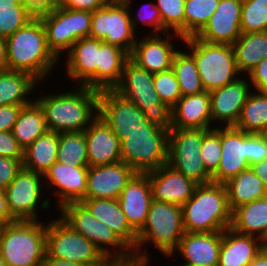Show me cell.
Segmentation results:
<instances>
[{
    "instance_id": "obj_56",
    "label": "cell",
    "mask_w": 267,
    "mask_h": 266,
    "mask_svg": "<svg viewBox=\"0 0 267 266\" xmlns=\"http://www.w3.org/2000/svg\"><path fill=\"white\" fill-rule=\"evenodd\" d=\"M41 266H87L78 262H70L67 260H61L57 258H52L45 255V258Z\"/></svg>"
},
{
    "instance_id": "obj_4",
    "label": "cell",
    "mask_w": 267,
    "mask_h": 266,
    "mask_svg": "<svg viewBox=\"0 0 267 266\" xmlns=\"http://www.w3.org/2000/svg\"><path fill=\"white\" fill-rule=\"evenodd\" d=\"M183 228L189 233H211L230 228L232 211L224 184H200L182 206Z\"/></svg>"
},
{
    "instance_id": "obj_55",
    "label": "cell",
    "mask_w": 267,
    "mask_h": 266,
    "mask_svg": "<svg viewBox=\"0 0 267 266\" xmlns=\"http://www.w3.org/2000/svg\"><path fill=\"white\" fill-rule=\"evenodd\" d=\"M0 221L11 223L16 221L11 215L7 207L6 196L2 188H0Z\"/></svg>"
},
{
    "instance_id": "obj_7",
    "label": "cell",
    "mask_w": 267,
    "mask_h": 266,
    "mask_svg": "<svg viewBox=\"0 0 267 266\" xmlns=\"http://www.w3.org/2000/svg\"><path fill=\"white\" fill-rule=\"evenodd\" d=\"M181 43L187 46L186 50L194 57L206 92L219 89L242 76L237 69L232 45L210 44L195 36Z\"/></svg>"
},
{
    "instance_id": "obj_26",
    "label": "cell",
    "mask_w": 267,
    "mask_h": 266,
    "mask_svg": "<svg viewBox=\"0 0 267 266\" xmlns=\"http://www.w3.org/2000/svg\"><path fill=\"white\" fill-rule=\"evenodd\" d=\"M169 128L213 129L209 92L182 96L170 110Z\"/></svg>"
},
{
    "instance_id": "obj_16",
    "label": "cell",
    "mask_w": 267,
    "mask_h": 266,
    "mask_svg": "<svg viewBox=\"0 0 267 266\" xmlns=\"http://www.w3.org/2000/svg\"><path fill=\"white\" fill-rule=\"evenodd\" d=\"M171 34L141 35L142 38H137L129 58L152 74L171 69L175 53L179 50L174 47L173 39H179V42L184 40L176 33Z\"/></svg>"
},
{
    "instance_id": "obj_33",
    "label": "cell",
    "mask_w": 267,
    "mask_h": 266,
    "mask_svg": "<svg viewBox=\"0 0 267 266\" xmlns=\"http://www.w3.org/2000/svg\"><path fill=\"white\" fill-rule=\"evenodd\" d=\"M232 46L237 69L242 76H247L261 60L267 58V31L242 33Z\"/></svg>"
},
{
    "instance_id": "obj_45",
    "label": "cell",
    "mask_w": 267,
    "mask_h": 266,
    "mask_svg": "<svg viewBox=\"0 0 267 266\" xmlns=\"http://www.w3.org/2000/svg\"><path fill=\"white\" fill-rule=\"evenodd\" d=\"M199 153L206 170L213 175L221 159L220 126L210 129L203 137Z\"/></svg>"
},
{
    "instance_id": "obj_20",
    "label": "cell",
    "mask_w": 267,
    "mask_h": 266,
    "mask_svg": "<svg viewBox=\"0 0 267 266\" xmlns=\"http://www.w3.org/2000/svg\"><path fill=\"white\" fill-rule=\"evenodd\" d=\"M242 2L243 0H220L207 24L195 37L210 44L232 45L242 34Z\"/></svg>"
},
{
    "instance_id": "obj_2",
    "label": "cell",
    "mask_w": 267,
    "mask_h": 266,
    "mask_svg": "<svg viewBox=\"0 0 267 266\" xmlns=\"http://www.w3.org/2000/svg\"><path fill=\"white\" fill-rule=\"evenodd\" d=\"M5 41L7 69L27 73L39 83L61 63L47 45L42 22L29 21Z\"/></svg>"
},
{
    "instance_id": "obj_63",
    "label": "cell",
    "mask_w": 267,
    "mask_h": 266,
    "mask_svg": "<svg viewBox=\"0 0 267 266\" xmlns=\"http://www.w3.org/2000/svg\"><path fill=\"white\" fill-rule=\"evenodd\" d=\"M261 135L267 140V126Z\"/></svg>"
},
{
    "instance_id": "obj_28",
    "label": "cell",
    "mask_w": 267,
    "mask_h": 266,
    "mask_svg": "<svg viewBox=\"0 0 267 266\" xmlns=\"http://www.w3.org/2000/svg\"><path fill=\"white\" fill-rule=\"evenodd\" d=\"M80 203L98 220L110 227L132 250L137 233L130 227L118 199H83Z\"/></svg>"
},
{
    "instance_id": "obj_27",
    "label": "cell",
    "mask_w": 267,
    "mask_h": 266,
    "mask_svg": "<svg viewBox=\"0 0 267 266\" xmlns=\"http://www.w3.org/2000/svg\"><path fill=\"white\" fill-rule=\"evenodd\" d=\"M84 132L89 167L103 166L122 161L119 138L100 116Z\"/></svg>"
},
{
    "instance_id": "obj_18",
    "label": "cell",
    "mask_w": 267,
    "mask_h": 266,
    "mask_svg": "<svg viewBox=\"0 0 267 266\" xmlns=\"http://www.w3.org/2000/svg\"><path fill=\"white\" fill-rule=\"evenodd\" d=\"M221 159L212 175L215 183L225 184L245 169L248 162V134L234 126H220Z\"/></svg>"
},
{
    "instance_id": "obj_36",
    "label": "cell",
    "mask_w": 267,
    "mask_h": 266,
    "mask_svg": "<svg viewBox=\"0 0 267 266\" xmlns=\"http://www.w3.org/2000/svg\"><path fill=\"white\" fill-rule=\"evenodd\" d=\"M47 131L43 111L33 101L22 107L11 132L24 150Z\"/></svg>"
},
{
    "instance_id": "obj_53",
    "label": "cell",
    "mask_w": 267,
    "mask_h": 266,
    "mask_svg": "<svg viewBox=\"0 0 267 266\" xmlns=\"http://www.w3.org/2000/svg\"><path fill=\"white\" fill-rule=\"evenodd\" d=\"M109 0H66L65 8L94 12Z\"/></svg>"
},
{
    "instance_id": "obj_50",
    "label": "cell",
    "mask_w": 267,
    "mask_h": 266,
    "mask_svg": "<svg viewBox=\"0 0 267 266\" xmlns=\"http://www.w3.org/2000/svg\"><path fill=\"white\" fill-rule=\"evenodd\" d=\"M267 159V140L261 134H248V162L250 165Z\"/></svg>"
},
{
    "instance_id": "obj_60",
    "label": "cell",
    "mask_w": 267,
    "mask_h": 266,
    "mask_svg": "<svg viewBox=\"0 0 267 266\" xmlns=\"http://www.w3.org/2000/svg\"><path fill=\"white\" fill-rule=\"evenodd\" d=\"M262 251L267 255V238L262 240Z\"/></svg>"
},
{
    "instance_id": "obj_42",
    "label": "cell",
    "mask_w": 267,
    "mask_h": 266,
    "mask_svg": "<svg viewBox=\"0 0 267 266\" xmlns=\"http://www.w3.org/2000/svg\"><path fill=\"white\" fill-rule=\"evenodd\" d=\"M159 9L164 33H176L184 39L185 0H154Z\"/></svg>"
},
{
    "instance_id": "obj_8",
    "label": "cell",
    "mask_w": 267,
    "mask_h": 266,
    "mask_svg": "<svg viewBox=\"0 0 267 266\" xmlns=\"http://www.w3.org/2000/svg\"><path fill=\"white\" fill-rule=\"evenodd\" d=\"M169 127H143L132 130L120 142L121 159L136 173L156 170L168 160Z\"/></svg>"
},
{
    "instance_id": "obj_64",
    "label": "cell",
    "mask_w": 267,
    "mask_h": 266,
    "mask_svg": "<svg viewBox=\"0 0 267 266\" xmlns=\"http://www.w3.org/2000/svg\"><path fill=\"white\" fill-rule=\"evenodd\" d=\"M179 266H198V265L182 264V265H179Z\"/></svg>"
},
{
    "instance_id": "obj_13",
    "label": "cell",
    "mask_w": 267,
    "mask_h": 266,
    "mask_svg": "<svg viewBox=\"0 0 267 266\" xmlns=\"http://www.w3.org/2000/svg\"><path fill=\"white\" fill-rule=\"evenodd\" d=\"M121 142L136 128L169 127L168 120L146 115L132 101L113 89L99 91V114Z\"/></svg>"
},
{
    "instance_id": "obj_22",
    "label": "cell",
    "mask_w": 267,
    "mask_h": 266,
    "mask_svg": "<svg viewBox=\"0 0 267 266\" xmlns=\"http://www.w3.org/2000/svg\"><path fill=\"white\" fill-rule=\"evenodd\" d=\"M136 172L124 162L89 167L84 199H118Z\"/></svg>"
},
{
    "instance_id": "obj_15",
    "label": "cell",
    "mask_w": 267,
    "mask_h": 266,
    "mask_svg": "<svg viewBox=\"0 0 267 266\" xmlns=\"http://www.w3.org/2000/svg\"><path fill=\"white\" fill-rule=\"evenodd\" d=\"M92 12L58 8L42 21L47 45L60 60L68 53L73 44L81 38L89 37Z\"/></svg>"
},
{
    "instance_id": "obj_21",
    "label": "cell",
    "mask_w": 267,
    "mask_h": 266,
    "mask_svg": "<svg viewBox=\"0 0 267 266\" xmlns=\"http://www.w3.org/2000/svg\"><path fill=\"white\" fill-rule=\"evenodd\" d=\"M102 40L85 37L75 42L65 54L66 75L73 86H85L97 90V64Z\"/></svg>"
},
{
    "instance_id": "obj_44",
    "label": "cell",
    "mask_w": 267,
    "mask_h": 266,
    "mask_svg": "<svg viewBox=\"0 0 267 266\" xmlns=\"http://www.w3.org/2000/svg\"><path fill=\"white\" fill-rule=\"evenodd\" d=\"M153 86L163 104L171 110L182 97L174 70L153 74Z\"/></svg>"
},
{
    "instance_id": "obj_58",
    "label": "cell",
    "mask_w": 267,
    "mask_h": 266,
    "mask_svg": "<svg viewBox=\"0 0 267 266\" xmlns=\"http://www.w3.org/2000/svg\"><path fill=\"white\" fill-rule=\"evenodd\" d=\"M247 266H267V255L261 251Z\"/></svg>"
},
{
    "instance_id": "obj_41",
    "label": "cell",
    "mask_w": 267,
    "mask_h": 266,
    "mask_svg": "<svg viewBox=\"0 0 267 266\" xmlns=\"http://www.w3.org/2000/svg\"><path fill=\"white\" fill-rule=\"evenodd\" d=\"M240 26L242 33L267 31V0H243Z\"/></svg>"
},
{
    "instance_id": "obj_35",
    "label": "cell",
    "mask_w": 267,
    "mask_h": 266,
    "mask_svg": "<svg viewBox=\"0 0 267 266\" xmlns=\"http://www.w3.org/2000/svg\"><path fill=\"white\" fill-rule=\"evenodd\" d=\"M59 133L47 131L24 149L23 168L44 175L57 162Z\"/></svg>"
},
{
    "instance_id": "obj_61",
    "label": "cell",
    "mask_w": 267,
    "mask_h": 266,
    "mask_svg": "<svg viewBox=\"0 0 267 266\" xmlns=\"http://www.w3.org/2000/svg\"><path fill=\"white\" fill-rule=\"evenodd\" d=\"M5 224H6L5 222L0 221V239H1V234H2V231H3Z\"/></svg>"
},
{
    "instance_id": "obj_6",
    "label": "cell",
    "mask_w": 267,
    "mask_h": 266,
    "mask_svg": "<svg viewBox=\"0 0 267 266\" xmlns=\"http://www.w3.org/2000/svg\"><path fill=\"white\" fill-rule=\"evenodd\" d=\"M45 223L16 220L5 224L0 253L6 266H41L46 255Z\"/></svg>"
},
{
    "instance_id": "obj_48",
    "label": "cell",
    "mask_w": 267,
    "mask_h": 266,
    "mask_svg": "<svg viewBox=\"0 0 267 266\" xmlns=\"http://www.w3.org/2000/svg\"><path fill=\"white\" fill-rule=\"evenodd\" d=\"M0 156L23 160L24 150L11 131H0Z\"/></svg>"
},
{
    "instance_id": "obj_24",
    "label": "cell",
    "mask_w": 267,
    "mask_h": 266,
    "mask_svg": "<svg viewBox=\"0 0 267 266\" xmlns=\"http://www.w3.org/2000/svg\"><path fill=\"white\" fill-rule=\"evenodd\" d=\"M118 201L128 224L138 233L145 225L153 201L147 173H136L123 189Z\"/></svg>"
},
{
    "instance_id": "obj_43",
    "label": "cell",
    "mask_w": 267,
    "mask_h": 266,
    "mask_svg": "<svg viewBox=\"0 0 267 266\" xmlns=\"http://www.w3.org/2000/svg\"><path fill=\"white\" fill-rule=\"evenodd\" d=\"M29 21L18 0L0 1V37L8 38Z\"/></svg>"
},
{
    "instance_id": "obj_5",
    "label": "cell",
    "mask_w": 267,
    "mask_h": 266,
    "mask_svg": "<svg viewBox=\"0 0 267 266\" xmlns=\"http://www.w3.org/2000/svg\"><path fill=\"white\" fill-rule=\"evenodd\" d=\"M58 211L65 223L91 241L112 264L135 263L133 250L80 202L66 203Z\"/></svg>"
},
{
    "instance_id": "obj_31",
    "label": "cell",
    "mask_w": 267,
    "mask_h": 266,
    "mask_svg": "<svg viewBox=\"0 0 267 266\" xmlns=\"http://www.w3.org/2000/svg\"><path fill=\"white\" fill-rule=\"evenodd\" d=\"M38 85L42 84L27 73L0 70V106L31 104L34 99L30 95Z\"/></svg>"
},
{
    "instance_id": "obj_19",
    "label": "cell",
    "mask_w": 267,
    "mask_h": 266,
    "mask_svg": "<svg viewBox=\"0 0 267 266\" xmlns=\"http://www.w3.org/2000/svg\"><path fill=\"white\" fill-rule=\"evenodd\" d=\"M251 88L248 78L244 75L228 85L209 92L212 124L218 122L215 126H219V123L222 127L235 126L242 107L252 92Z\"/></svg>"
},
{
    "instance_id": "obj_11",
    "label": "cell",
    "mask_w": 267,
    "mask_h": 266,
    "mask_svg": "<svg viewBox=\"0 0 267 266\" xmlns=\"http://www.w3.org/2000/svg\"><path fill=\"white\" fill-rule=\"evenodd\" d=\"M131 4L132 0H109L92 12L89 37L118 46L130 55L137 40L129 16Z\"/></svg>"
},
{
    "instance_id": "obj_34",
    "label": "cell",
    "mask_w": 267,
    "mask_h": 266,
    "mask_svg": "<svg viewBox=\"0 0 267 266\" xmlns=\"http://www.w3.org/2000/svg\"><path fill=\"white\" fill-rule=\"evenodd\" d=\"M224 185L227 189L228 203L231 211L246 203L264 198L267 195V190L262 180L251 168L243 170Z\"/></svg>"
},
{
    "instance_id": "obj_12",
    "label": "cell",
    "mask_w": 267,
    "mask_h": 266,
    "mask_svg": "<svg viewBox=\"0 0 267 266\" xmlns=\"http://www.w3.org/2000/svg\"><path fill=\"white\" fill-rule=\"evenodd\" d=\"M43 185V175L22 167L16 177L3 190L8 210L15 220L39 221L38 210L42 209L44 212L50 209L52 204L50 199L43 198L45 195V185Z\"/></svg>"
},
{
    "instance_id": "obj_17",
    "label": "cell",
    "mask_w": 267,
    "mask_h": 266,
    "mask_svg": "<svg viewBox=\"0 0 267 266\" xmlns=\"http://www.w3.org/2000/svg\"><path fill=\"white\" fill-rule=\"evenodd\" d=\"M88 169L89 166L74 167L58 161L50 166L43 177L46 187L55 191V209L59 210L66 203L80 202L85 198Z\"/></svg>"
},
{
    "instance_id": "obj_39",
    "label": "cell",
    "mask_w": 267,
    "mask_h": 266,
    "mask_svg": "<svg viewBox=\"0 0 267 266\" xmlns=\"http://www.w3.org/2000/svg\"><path fill=\"white\" fill-rule=\"evenodd\" d=\"M57 161L72 166H88L85 132L59 133Z\"/></svg>"
},
{
    "instance_id": "obj_9",
    "label": "cell",
    "mask_w": 267,
    "mask_h": 266,
    "mask_svg": "<svg viewBox=\"0 0 267 266\" xmlns=\"http://www.w3.org/2000/svg\"><path fill=\"white\" fill-rule=\"evenodd\" d=\"M46 223V255L87 266H112L101 251L60 217Z\"/></svg>"
},
{
    "instance_id": "obj_3",
    "label": "cell",
    "mask_w": 267,
    "mask_h": 266,
    "mask_svg": "<svg viewBox=\"0 0 267 266\" xmlns=\"http://www.w3.org/2000/svg\"><path fill=\"white\" fill-rule=\"evenodd\" d=\"M184 233L182 207L153 200L145 225L137 233L136 247L133 250L135 263H143L146 266L151 264L150 251L147 253L146 249L153 245L166 258L170 257L177 249ZM148 243L150 245L144 246Z\"/></svg>"
},
{
    "instance_id": "obj_29",
    "label": "cell",
    "mask_w": 267,
    "mask_h": 266,
    "mask_svg": "<svg viewBox=\"0 0 267 266\" xmlns=\"http://www.w3.org/2000/svg\"><path fill=\"white\" fill-rule=\"evenodd\" d=\"M262 251V240L231 228L222 231L218 266H247Z\"/></svg>"
},
{
    "instance_id": "obj_25",
    "label": "cell",
    "mask_w": 267,
    "mask_h": 266,
    "mask_svg": "<svg viewBox=\"0 0 267 266\" xmlns=\"http://www.w3.org/2000/svg\"><path fill=\"white\" fill-rule=\"evenodd\" d=\"M222 243V231L211 233H189L182 236L177 249L170 256L182 255L181 264L198 266H218L220 246ZM174 255V256H173Z\"/></svg>"
},
{
    "instance_id": "obj_40",
    "label": "cell",
    "mask_w": 267,
    "mask_h": 266,
    "mask_svg": "<svg viewBox=\"0 0 267 266\" xmlns=\"http://www.w3.org/2000/svg\"><path fill=\"white\" fill-rule=\"evenodd\" d=\"M220 0H185L184 39L196 36L215 12Z\"/></svg>"
},
{
    "instance_id": "obj_47",
    "label": "cell",
    "mask_w": 267,
    "mask_h": 266,
    "mask_svg": "<svg viewBox=\"0 0 267 266\" xmlns=\"http://www.w3.org/2000/svg\"><path fill=\"white\" fill-rule=\"evenodd\" d=\"M21 4L30 21L42 22L55 10L48 0H23Z\"/></svg>"
},
{
    "instance_id": "obj_38",
    "label": "cell",
    "mask_w": 267,
    "mask_h": 266,
    "mask_svg": "<svg viewBox=\"0 0 267 266\" xmlns=\"http://www.w3.org/2000/svg\"><path fill=\"white\" fill-rule=\"evenodd\" d=\"M175 53L172 69L179 83L182 96L197 95L205 91L194 57L185 48Z\"/></svg>"
},
{
    "instance_id": "obj_52",
    "label": "cell",
    "mask_w": 267,
    "mask_h": 266,
    "mask_svg": "<svg viewBox=\"0 0 267 266\" xmlns=\"http://www.w3.org/2000/svg\"><path fill=\"white\" fill-rule=\"evenodd\" d=\"M26 105H3L0 106V131H12L18 114Z\"/></svg>"
},
{
    "instance_id": "obj_54",
    "label": "cell",
    "mask_w": 267,
    "mask_h": 266,
    "mask_svg": "<svg viewBox=\"0 0 267 266\" xmlns=\"http://www.w3.org/2000/svg\"><path fill=\"white\" fill-rule=\"evenodd\" d=\"M250 168L262 180L267 190V159L261 160L250 165Z\"/></svg>"
},
{
    "instance_id": "obj_30",
    "label": "cell",
    "mask_w": 267,
    "mask_h": 266,
    "mask_svg": "<svg viewBox=\"0 0 267 266\" xmlns=\"http://www.w3.org/2000/svg\"><path fill=\"white\" fill-rule=\"evenodd\" d=\"M230 228L242 235L267 238V195L234 209Z\"/></svg>"
},
{
    "instance_id": "obj_10",
    "label": "cell",
    "mask_w": 267,
    "mask_h": 266,
    "mask_svg": "<svg viewBox=\"0 0 267 266\" xmlns=\"http://www.w3.org/2000/svg\"><path fill=\"white\" fill-rule=\"evenodd\" d=\"M209 130L169 128L167 165L198 185L213 182L199 153L203 137Z\"/></svg>"
},
{
    "instance_id": "obj_62",
    "label": "cell",
    "mask_w": 267,
    "mask_h": 266,
    "mask_svg": "<svg viewBox=\"0 0 267 266\" xmlns=\"http://www.w3.org/2000/svg\"><path fill=\"white\" fill-rule=\"evenodd\" d=\"M0 266H6V262H5L4 259L2 258L1 253H0Z\"/></svg>"
},
{
    "instance_id": "obj_59",
    "label": "cell",
    "mask_w": 267,
    "mask_h": 266,
    "mask_svg": "<svg viewBox=\"0 0 267 266\" xmlns=\"http://www.w3.org/2000/svg\"><path fill=\"white\" fill-rule=\"evenodd\" d=\"M48 2L54 9L64 8L66 4V0H48Z\"/></svg>"
},
{
    "instance_id": "obj_46",
    "label": "cell",
    "mask_w": 267,
    "mask_h": 266,
    "mask_svg": "<svg viewBox=\"0 0 267 266\" xmlns=\"http://www.w3.org/2000/svg\"><path fill=\"white\" fill-rule=\"evenodd\" d=\"M140 6V10H138L137 15L134 16L133 13L129 12L130 20L132 23L133 30L136 33L138 31V26L142 25L145 27L146 25L150 28L149 33L151 34H163V24L160 16L159 9L156 7L154 2L144 3ZM139 21L141 24H139ZM137 28V29H136ZM137 30V31H136Z\"/></svg>"
},
{
    "instance_id": "obj_23",
    "label": "cell",
    "mask_w": 267,
    "mask_h": 266,
    "mask_svg": "<svg viewBox=\"0 0 267 266\" xmlns=\"http://www.w3.org/2000/svg\"><path fill=\"white\" fill-rule=\"evenodd\" d=\"M153 200L182 207L192 196L197 183L169 165L147 172Z\"/></svg>"
},
{
    "instance_id": "obj_37",
    "label": "cell",
    "mask_w": 267,
    "mask_h": 266,
    "mask_svg": "<svg viewBox=\"0 0 267 266\" xmlns=\"http://www.w3.org/2000/svg\"><path fill=\"white\" fill-rule=\"evenodd\" d=\"M255 91V92H254ZM267 126V94L253 90L234 126L247 134H262Z\"/></svg>"
},
{
    "instance_id": "obj_49",
    "label": "cell",
    "mask_w": 267,
    "mask_h": 266,
    "mask_svg": "<svg viewBox=\"0 0 267 266\" xmlns=\"http://www.w3.org/2000/svg\"><path fill=\"white\" fill-rule=\"evenodd\" d=\"M23 160L0 156V188L3 190L23 167Z\"/></svg>"
},
{
    "instance_id": "obj_57",
    "label": "cell",
    "mask_w": 267,
    "mask_h": 266,
    "mask_svg": "<svg viewBox=\"0 0 267 266\" xmlns=\"http://www.w3.org/2000/svg\"><path fill=\"white\" fill-rule=\"evenodd\" d=\"M7 69L6 64V41L0 37V70Z\"/></svg>"
},
{
    "instance_id": "obj_32",
    "label": "cell",
    "mask_w": 267,
    "mask_h": 266,
    "mask_svg": "<svg viewBox=\"0 0 267 266\" xmlns=\"http://www.w3.org/2000/svg\"><path fill=\"white\" fill-rule=\"evenodd\" d=\"M129 54L122 48L102 42L97 64V90L113 89L120 81Z\"/></svg>"
},
{
    "instance_id": "obj_1",
    "label": "cell",
    "mask_w": 267,
    "mask_h": 266,
    "mask_svg": "<svg viewBox=\"0 0 267 266\" xmlns=\"http://www.w3.org/2000/svg\"><path fill=\"white\" fill-rule=\"evenodd\" d=\"M68 90V91H67ZM65 92H50L34 101L43 111L48 131L81 132L98 117L99 91L85 86H76Z\"/></svg>"
},
{
    "instance_id": "obj_51",
    "label": "cell",
    "mask_w": 267,
    "mask_h": 266,
    "mask_svg": "<svg viewBox=\"0 0 267 266\" xmlns=\"http://www.w3.org/2000/svg\"><path fill=\"white\" fill-rule=\"evenodd\" d=\"M246 77L253 90L267 94V58L261 60Z\"/></svg>"
},
{
    "instance_id": "obj_14",
    "label": "cell",
    "mask_w": 267,
    "mask_h": 266,
    "mask_svg": "<svg viewBox=\"0 0 267 266\" xmlns=\"http://www.w3.org/2000/svg\"><path fill=\"white\" fill-rule=\"evenodd\" d=\"M113 90L132 101L146 115L157 120L169 119L170 110L154 89L153 74L138 66L130 58L126 61L121 79Z\"/></svg>"
}]
</instances>
